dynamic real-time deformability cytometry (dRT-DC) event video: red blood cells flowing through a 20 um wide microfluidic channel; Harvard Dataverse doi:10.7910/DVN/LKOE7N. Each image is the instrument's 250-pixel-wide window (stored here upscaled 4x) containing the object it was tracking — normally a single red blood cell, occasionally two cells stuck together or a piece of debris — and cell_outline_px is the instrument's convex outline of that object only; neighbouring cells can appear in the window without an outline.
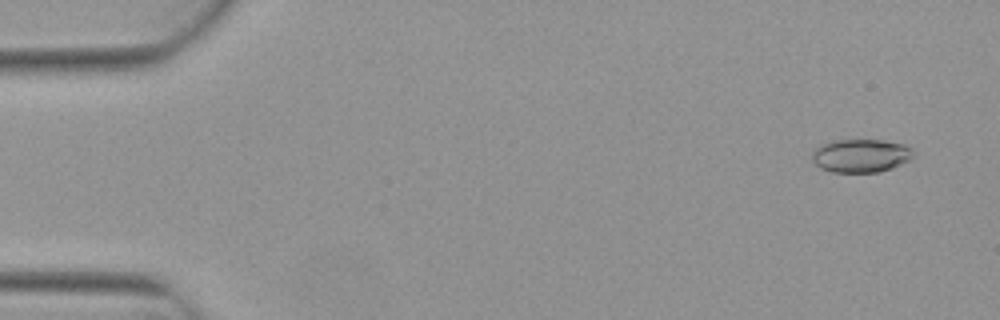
{"species": "Egyptian fruit bat (a non-hibernating species)", "species_latin": "Rousettus aegyptiacus", "temperature_condition": "warm", "stored_images_in_passage": 4, "camera_frame_rate_fps": 3000, "um_per_image_px": 0.085, "animal": {"sex": "female"}, "frame": {"image": 1, "passage_image": 1, "time_ms": 0.0, "image_size_px": [1000, 320], "cell_outline_px": [[912, 156], [908, 160], [892, 168], [880, 172], [832, 172], [820, 168], [812, 160], [812, 152], [820, 144], [836, 140], [884, 140], [904, 144], [912, 148]], "centroid_in_image_um": [73.15, 13.23], "position_along_channel_um": 11.9, "area_um2": 19.65}}